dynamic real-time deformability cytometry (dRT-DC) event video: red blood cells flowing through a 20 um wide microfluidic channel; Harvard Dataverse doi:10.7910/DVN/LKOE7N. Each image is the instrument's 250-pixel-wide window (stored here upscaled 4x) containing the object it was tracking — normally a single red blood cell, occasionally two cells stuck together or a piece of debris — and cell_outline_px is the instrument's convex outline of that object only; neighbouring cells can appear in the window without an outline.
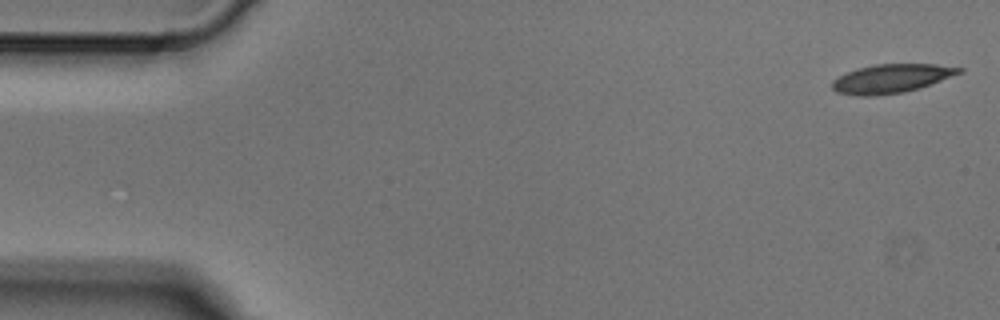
{"species": "Egyptian fruit bat (a non-hibernating species)", "species_latin": "Rousettus aegyptiacus", "temperature_condition": "cold", "stored_images_in_passage": 5, "camera_frame_rate_fps": 3000, "um_per_image_px": 0.085, "animal": {"sex": "male"}, "frame": {"image": 1, "passage_image": 1, "time_ms": 0.0, "image_size_px": [1000, 320], "cell_outline_px": [[964, 72], [920, 88], [904, 92], [876, 96], [856, 96], [836, 92], [832, 88], [832, 80], [848, 72], [860, 68], [876, 64], [936, 64], [964, 68]], "centroid_in_image_um": [75.79, 6.68], "position_along_channel_um": 9.2, "area_um2": 21.33}}
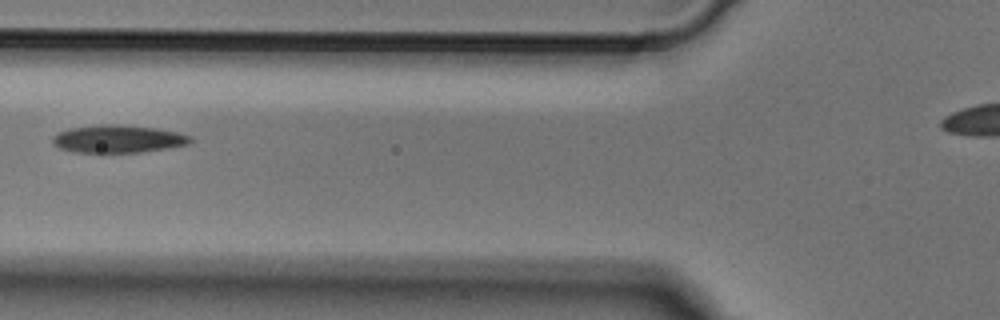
{"frame": {"image": 2, "passage_image": 5, "time_ms": 1.333, "image_size_px": [1000, 320], "cell_outline_px": [[192, 140], [188, 144], [168, 148], [140, 152], [72, 152], [60, 148], [52, 144], [52, 136], [56, 132], [68, 128], [100, 124], [120, 124], [156, 128], [176, 132], [192, 136]], "centroid_in_image_um": [9.98, 11.8], "position_along_channel_um": 115.8, "area_um2": 22.43}}